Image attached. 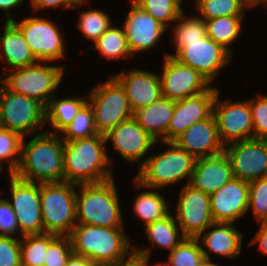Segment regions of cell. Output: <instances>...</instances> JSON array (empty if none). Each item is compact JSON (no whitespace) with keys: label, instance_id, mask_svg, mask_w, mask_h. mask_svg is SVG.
<instances>
[{"label":"cell","instance_id":"cell-37","mask_svg":"<svg viewBox=\"0 0 267 266\" xmlns=\"http://www.w3.org/2000/svg\"><path fill=\"white\" fill-rule=\"evenodd\" d=\"M168 266H199L204 254L198 238L186 237L170 251Z\"/></svg>","mask_w":267,"mask_h":266},{"label":"cell","instance_id":"cell-35","mask_svg":"<svg viewBox=\"0 0 267 266\" xmlns=\"http://www.w3.org/2000/svg\"><path fill=\"white\" fill-rule=\"evenodd\" d=\"M63 141H75L98 135L95 125L94 112L87 102L74 117L73 121L61 132Z\"/></svg>","mask_w":267,"mask_h":266},{"label":"cell","instance_id":"cell-29","mask_svg":"<svg viewBox=\"0 0 267 266\" xmlns=\"http://www.w3.org/2000/svg\"><path fill=\"white\" fill-rule=\"evenodd\" d=\"M110 27L90 46V48H95L102 56H105L107 60L118 59L133 56L128 43L126 34L122 27L118 28Z\"/></svg>","mask_w":267,"mask_h":266},{"label":"cell","instance_id":"cell-31","mask_svg":"<svg viewBox=\"0 0 267 266\" xmlns=\"http://www.w3.org/2000/svg\"><path fill=\"white\" fill-rule=\"evenodd\" d=\"M177 21L178 25L175 26V29H172L176 53L167 54L171 57H175L185 47V43L200 42L207 36L206 24L202 18L197 16L185 17L183 11L178 16Z\"/></svg>","mask_w":267,"mask_h":266},{"label":"cell","instance_id":"cell-18","mask_svg":"<svg viewBox=\"0 0 267 266\" xmlns=\"http://www.w3.org/2000/svg\"><path fill=\"white\" fill-rule=\"evenodd\" d=\"M248 195L249 182L233 177L209 195L213 220L235 223L248 211Z\"/></svg>","mask_w":267,"mask_h":266},{"label":"cell","instance_id":"cell-12","mask_svg":"<svg viewBox=\"0 0 267 266\" xmlns=\"http://www.w3.org/2000/svg\"><path fill=\"white\" fill-rule=\"evenodd\" d=\"M175 220L186 237L197 238L215 222L211 214L209 194L185 184L180 191Z\"/></svg>","mask_w":267,"mask_h":266},{"label":"cell","instance_id":"cell-27","mask_svg":"<svg viewBox=\"0 0 267 266\" xmlns=\"http://www.w3.org/2000/svg\"><path fill=\"white\" fill-rule=\"evenodd\" d=\"M54 95L45 107L46 123L54 128L49 133L58 134L62 132L74 119L80 109L88 102L85 98L56 99ZM57 132V133H56Z\"/></svg>","mask_w":267,"mask_h":266},{"label":"cell","instance_id":"cell-7","mask_svg":"<svg viewBox=\"0 0 267 266\" xmlns=\"http://www.w3.org/2000/svg\"><path fill=\"white\" fill-rule=\"evenodd\" d=\"M13 70V73L9 74L7 73L8 68L5 69L0 83L11 92L33 98L46 107L49 100L55 95L53 92L62 81L65 66H47L38 62L28 67Z\"/></svg>","mask_w":267,"mask_h":266},{"label":"cell","instance_id":"cell-4","mask_svg":"<svg viewBox=\"0 0 267 266\" xmlns=\"http://www.w3.org/2000/svg\"><path fill=\"white\" fill-rule=\"evenodd\" d=\"M76 192L77 224L100 227H124L114 179L104 182L79 184Z\"/></svg>","mask_w":267,"mask_h":266},{"label":"cell","instance_id":"cell-2","mask_svg":"<svg viewBox=\"0 0 267 266\" xmlns=\"http://www.w3.org/2000/svg\"><path fill=\"white\" fill-rule=\"evenodd\" d=\"M123 229L124 227L107 228L76 224L69 235L72 251L90 259L96 266H117L127 263L134 249L129 247L131 240Z\"/></svg>","mask_w":267,"mask_h":266},{"label":"cell","instance_id":"cell-52","mask_svg":"<svg viewBox=\"0 0 267 266\" xmlns=\"http://www.w3.org/2000/svg\"><path fill=\"white\" fill-rule=\"evenodd\" d=\"M117 266H134L130 261L121 265H117Z\"/></svg>","mask_w":267,"mask_h":266},{"label":"cell","instance_id":"cell-51","mask_svg":"<svg viewBox=\"0 0 267 266\" xmlns=\"http://www.w3.org/2000/svg\"><path fill=\"white\" fill-rule=\"evenodd\" d=\"M253 5L254 7L258 4H262L263 2H265L266 0H249Z\"/></svg>","mask_w":267,"mask_h":266},{"label":"cell","instance_id":"cell-44","mask_svg":"<svg viewBox=\"0 0 267 266\" xmlns=\"http://www.w3.org/2000/svg\"><path fill=\"white\" fill-rule=\"evenodd\" d=\"M14 233H19L15 211L8 199L0 198V235L13 236Z\"/></svg>","mask_w":267,"mask_h":266},{"label":"cell","instance_id":"cell-16","mask_svg":"<svg viewBox=\"0 0 267 266\" xmlns=\"http://www.w3.org/2000/svg\"><path fill=\"white\" fill-rule=\"evenodd\" d=\"M180 63L199 71L210 83L232 58V53L206 36L200 42L185 43L174 57Z\"/></svg>","mask_w":267,"mask_h":266},{"label":"cell","instance_id":"cell-38","mask_svg":"<svg viewBox=\"0 0 267 266\" xmlns=\"http://www.w3.org/2000/svg\"><path fill=\"white\" fill-rule=\"evenodd\" d=\"M22 139L19 133L0 127V164L3 160L9 162V174H13L19 165ZM2 170L0 165V172Z\"/></svg>","mask_w":267,"mask_h":266},{"label":"cell","instance_id":"cell-41","mask_svg":"<svg viewBox=\"0 0 267 266\" xmlns=\"http://www.w3.org/2000/svg\"><path fill=\"white\" fill-rule=\"evenodd\" d=\"M72 253L69 236H57L48 245L43 266H65Z\"/></svg>","mask_w":267,"mask_h":266},{"label":"cell","instance_id":"cell-45","mask_svg":"<svg viewBox=\"0 0 267 266\" xmlns=\"http://www.w3.org/2000/svg\"><path fill=\"white\" fill-rule=\"evenodd\" d=\"M88 0H31V7H33L34 11H38L41 9H47V8H58L61 6V8L67 9H77V6L83 5L87 3Z\"/></svg>","mask_w":267,"mask_h":266},{"label":"cell","instance_id":"cell-36","mask_svg":"<svg viewBox=\"0 0 267 266\" xmlns=\"http://www.w3.org/2000/svg\"><path fill=\"white\" fill-rule=\"evenodd\" d=\"M141 9L148 12L157 21L168 27L167 22H176L183 12L181 0H132Z\"/></svg>","mask_w":267,"mask_h":266},{"label":"cell","instance_id":"cell-19","mask_svg":"<svg viewBox=\"0 0 267 266\" xmlns=\"http://www.w3.org/2000/svg\"><path fill=\"white\" fill-rule=\"evenodd\" d=\"M131 9L123 26L132 55L155 47L167 28L130 0Z\"/></svg>","mask_w":267,"mask_h":266},{"label":"cell","instance_id":"cell-49","mask_svg":"<svg viewBox=\"0 0 267 266\" xmlns=\"http://www.w3.org/2000/svg\"><path fill=\"white\" fill-rule=\"evenodd\" d=\"M24 0H0V9L4 10L6 12L5 16L7 17L6 21H13V17L10 15V9L17 7L21 3H23Z\"/></svg>","mask_w":267,"mask_h":266},{"label":"cell","instance_id":"cell-32","mask_svg":"<svg viewBox=\"0 0 267 266\" xmlns=\"http://www.w3.org/2000/svg\"><path fill=\"white\" fill-rule=\"evenodd\" d=\"M133 205V211L140 220H144V226L162 219L170 213L167 201L157 191L142 192L136 197Z\"/></svg>","mask_w":267,"mask_h":266},{"label":"cell","instance_id":"cell-5","mask_svg":"<svg viewBox=\"0 0 267 266\" xmlns=\"http://www.w3.org/2000/svg\"><path fill=\"white\" fill-rule=\"evenodd\" d=\"M163 144L168 145L169 149L146 157V160L140 163L138 174L133 180L136 186L157 190L186 177L188 181L186 184L190 183L196 159L174 142H163Z\"/></svg>","mask_w":267,"mask_h":266},{"label":"cell","instance_id":"cell-9","mask_svg":"<svg viewBox=\"0 0 267 266\" xmlns=\"http://www.w3.org/2000/svg\"><path fill=\"white\" fill-rule=\"evenodd\" d=\"M46 124L45 106L28 96L0 87V127L30 135Z\"/></svg>","mask_w":267,"mask_h":266},{"label":"cell","instance_id":"cell-48","mask_svg":"<svg viewBox=\"0 0 267 266\" xmlns=\"http://www.w3.org/2000/svg\"><path fill=\"white\" fill-rule=\"evenodd\" d=\"M65 266H96V265L90 259L84 256H81V255L72 253L69 256Z\"/></svg>","mask_w":267,"mask_h":266},{"label":"cell","instance_id":"cell-6","mask_svg":"<svg viewBox=\"0 0 267 266\" xmlns=\"http://www.w3.org/2000/svg\"><path fill=\"white\" fill-rule=\"evenodd\" d=\"M77 184L66 181L40 184V200L44 232L69 236L76 221Z\"/></svg>","mask_w":267,"mask_h":266},{"label":"cell","instance_id":"cell-26","mask_svg":"<svg viewBox=\"0 0 267 266\" xmlns=\"http://www.w3.org/2000/svg\"><path fill=\"white\" fill-rule=\"evenodd\" d=\"M0 56L12 69L28 67L38 60L32 53L20 29L12 22H5L3 36H0Z\"/></svg>","mask_w":267,"mask_h":266},{"label":"cell","instance_id":"cell-43","mask_svg":"<svg viewBox=\"0 0 267 266\" xmlns=\"http://www.w3.org/2000/svg\"><path fill=\"white\" fill-rule=\"evenodd\" d=\"M0 266H21L20 239L0 235Z\"/></svg>","mask_w":267,"mask_h":266},{"label":"cell","instance_id":"cell-11","mask_svg":"<svg viewBox=\"0 0 267 266\" xmlns=\"http://www.w3.org/2000/svg\"><path fill=\"white\" fill-rule=\"evenodd\" d=\"M9 176L10 199L13 201L9 200V203L16 214L19 234L21 233L19 238L23 235L44 234L40 184L19 179L13 174Z\"/></svg>","mask_w":267,"mask_h":266},{"label":"cell","instance_id":"cell-42","mask_svg":"<svg viewBox=\"0 0 267 266\" xmlns=\"http://www.w3.org/2000/svg\"><path fill=\"white\" fill-rule=\"evenodd\" d=\"M252 111L253 138L267 140V96L258 95L257 99H249Z\"/></svg>","mask_w":267,"mask_h":266},{"label":"cell","instance_id":"cell-28","mask_svg":"<svg viewBox=\"0 0 267 266\" xmlns=\"http://www.w3.org/2000/svg\"><path fill=\"white\" fill-rule=\"evenodd\" d=\"M145 232L153 246L167 248L169 251H172L174 247L186 238L182 233L179 235V228L175 217L170 213L164 218L146 225Z\"/></svg>","mask_w":267,"mask_h":266},{"label":"cell","instance_id":"cell-47","mask_svg":"<svg viewBox=\"0 0 267 266\" xmlns=\"http://www.w3.org/2000/svg\"><path fill=\"white\" fill-rule=\"evenodd\" d=\"M250 242L249 245L259 243V249L264 254H267V222L261 223L257 233Z\"/></svg>","mask_w":267,"mask_h":266},{"label":"cell","instance_id":"cell-20","mask_svg":"<svg viewBox=\"0 0 267 266\" xmlns=\"http://www.w3.org/2000/svg\"><path fill=\"white\" fill-rule=\"evenodd\" d=\"M173 142L195 159L212 157L224 152L214 114L191 125Z\"/></svg>","mask_w":267,"mask_h":266},{"label":"cell","instance_id":"cell-14","mask_svg":"<svg viewBox=\"0 0 267 266\" xmlns=\"http://www.w3.org/2000/svg\"><path fill=\"white\" fill-rule=\"evenodd\" d=\"M164 57L162 76L159 75L163 97L176 102L210 88V82L199 71L180 63L167 53Z\"/></svg>","mask_w":267,"mask_h":266},{"label":"cell","instance_id":"cell-17","mask_svg":"<svg viewBox=\"0 0 267 266\" xmlns=\"http://www.w3.org/2000/svg\"><path fill=\"white\" fill-rule=\"evenodd\" d=\"M218 89L210 86L207 91L175 102L167 132V142H173L194 123L213 114V104Z\"/></svg>","mask_w":267,"mask_h":266},{"label":"cell","instance_id":"cell-23","mask_svg":"<svg viewBox=\"0 0 267 266\" xmlns=\"http://www.w3.org/2000/svg\"><path fill=\"white\" fill-rule=\"evenodd\" d=\"M233 177L230 160L223 152L216 156L196 159L189 184L210 195Z\"/></svg>","mask_w":267,"mask_h":266},{"label":"cell","instance_id":"cell-46","mask_svg":"<svg viewBox=\"0 0 267 266\" xmlns=\"http://www.w3.org/2000/svg\"><path fill=\"white\" fill-rule=\"evenodd\" d=\"M152 249L145 248L141 250L140 248H134V251L131 255L130 262L134 266H150L148 265L149 258L151 255ZM154 266H168L167 263H158L155 264Z\"/></svg>","mask_w":267,"mask_h":266},{"label":"cell","instance_id":"cell-8","mask_svg":"<svg viewBox=\"0 0 267 266\" xmlns=\"http://www.w3.org/2000/svg\"><path fill=\"white\" fill-rule=\"evenodd\" d=\"M87 97L99 134L105 135L121 122L134 117L125 90L114 77L97 85Z\"/></svg>","mask_w":267,"mask_h":266},{"label":"cell","instance_id":"cell-10","mask_svg":"<svg viewBox=\"0 0 267 266\" xmlns=\"http://www.w3.org/2000/svg\"><path fill=\"white\" fill-rule=\"evenodd\" d=\"M12 22L20 29L38 62H56L65 57L63 36L51 20L34 16L20 23L15 19Z\"/></svg>","mask_w":267,"mask_h":266},{"label":"cell","instance_id":"cell-13","mask_svg":"<svg viewBox=\"0 0 267 266\" xmlns=\"http://www.w3.org/2000/svg\"><path fill=\"white\" fill-rule=\"evenodd\" d=\"M221 143L227 144L253 138L252 111L249 100L220 101L219 90L213 104Z\"/></svg>","mask_w":267,"mask_h":266},{"label":"cell","instance_id":"cell-1","mask_svg":"<svg viewBox=\"0 0 267 266\" xmlns=\"http://www.w3.org/2000/svg\"><path fill=\"white\" fill-rule=\"evenodd\" d=\"M59 134L39 132L24 145L21 143L20 161L13 173L19 179L43 183L64 181V141Z\"/></svg>","mask_w":267,"mask_h":266},{"label":"cell","instance_id":"cell-22","mask_svg":"<svg viewBox=\"0 0 267 266\" xmlns=\"http://www.w3.org/2000/svg\"><path fill=\"white\" fill-rule=\"evenodd\" d=\"M114 78L122 85L128 97L132 111L146 107L161 96V83L158 74L153 72L131 69L116 74Z\"/></svg>","mask_w":267,"mask_h":266},{"label":"cell","instance_id":"cell-30","mask_svg":"<svg viewBox=\"0 0 267 266\" xmlns=\"http://www.w3.org/2000/svg\"><path fill=\"white\" fill-rule=\"evenodd\" d=\"M243 17L223 16L205 20L207 36L231 53L229 45L239 36Z\"/></svg>","mask_w":267,"mask_h":266},{"label":"cell","instance_id":"cell-15","mask_svg":"<svg viewBox=\"0 0 267 266\" xmlns=\"http://www.w3.org/2000/svg\"><path fill=\"white\" fill-rule=\"evenodd\" d=\"M233 176L252 182L267 177V140L248 139L224 146Z\"/></svg>","mask_w":267,"mask_h":266},{"label":"cell","instance_id":"cell-34","mask_svg":"<svg viewBox=\"0 0 267 266\" xmlns=\"http://www.w3.org/2000/svg\"><path fill=\"white\" fill-rule=\"evenodd\" d=\"M56 237L49 233L23 235L20 239L21 266H43L48 245Z\"/></svg>","mask_w":267,"mask_h":266},{"label":"cell","instance_id":"cell-21","mask_svg":"<svg viewBox=\"0 0 267 266\" xmlns=\"http://www.w3.org/2000/svg\"><path fill=\"white\" fill-rule=\"evenodd\" d=\"M106 141L111 140L114 148L126 161L135 163L145 156L157 141L153 139L132 117L121 122L105 134Z\"/></svg>","mask_w":267,"mask_h":266},{"label":"cell","instance_id":"cell-3","mask_svg":"<svg viewBox=\"0 0 267 266\" xmlns=\"http://www.w3.org/2000/svg\"><path fill=\"white\" fill-rule=\"evenodd\" d=\"M106 143L103 134L64 141V181L79 185L112 179L113 171L108 166L112 160L105 151Z\"/></svg>","mask_w":267,"mask_h":266},{"label":"cell","instance_id":"cell-24","mask_svg":"<svg viewBox=\"0 0 267 266\" xmlns=\"http://www.w3.org/2000/svg\"><path fill=\"white\" fill-rule=\"evenodd\" d=\"M211 227L215 229L197 237L199 240L202 237L203 247L208 249L207 252L202 247L204 257L210 259V252L227 258L238 257L241 252L243 233L235 228L234 223L214 222Z\"/></svg>","mask_w":267,"mask_h":266},{"label":"cell","instance_id":"cell-39","mask_svg":"<svg viewBox=\"0 0 267 266\" xmlns=\"http://www.w3.org/2000/svg\"><path fill=\"white\" fill-rule=\"evenodd\" d=\"M110 16L100 10L85 11L77 23L86 39L95 42L111 25Z\"/></svg>","mask_w":267,"mask_h":266},{"label":"cell","instance_id":"cell-25","mask_svg":"<svg viewBox=\"0 0 267 266\" xmlns=\"http://www.w3.org/2000/svg\"><path fill=\"white\" fill-rule=\"evenodd\" d=\"M175 108V101L161 96L154 103L137 110L134 118L139 125L158 142H167V132Z\"/></svg>","mask_w":267,"mask_h":266},{"label":"cell","instance_id":"cell-50","mask_svg":"<svg viewBox=\"0 0 267 266\" xmlns=\"http://www.w3.org/2000/svg\"><path fill=\"white\" fill-rule=\"evenodd\" d=\"M199 266H220L218 264H214L211 259L204 258L203 261L200 263Z\"/></svg>","mask_w":267,"mask_h":266},{"label":"cell","instance_id":"cell-33","mask_svg":"<svg viewBox=\"0 0 267 266\" xmlns=\"http://www.w3.org/2000/svg\"><path fill=\"white\" fill-rule=\"evenodd\" d=\"M195 3L204 21L223 16H245L244 8L254 7L249 0H196Z\"/></svg>","mask_w":267,"mask_h":266},{"label":"cell","instance_id":"cell-40","mask_svg":"<svg viewBox=\"0 0 267 266\" xmlns=\"http://www.w3.org/2000/svg\"><path fill=\"white\" fill-rule=\"evenodd\" d=\"M259 223L267 222V177L249 182L248 209Z\"/></svg>","mask_w":267,"mask_h":266}]
</instances>
